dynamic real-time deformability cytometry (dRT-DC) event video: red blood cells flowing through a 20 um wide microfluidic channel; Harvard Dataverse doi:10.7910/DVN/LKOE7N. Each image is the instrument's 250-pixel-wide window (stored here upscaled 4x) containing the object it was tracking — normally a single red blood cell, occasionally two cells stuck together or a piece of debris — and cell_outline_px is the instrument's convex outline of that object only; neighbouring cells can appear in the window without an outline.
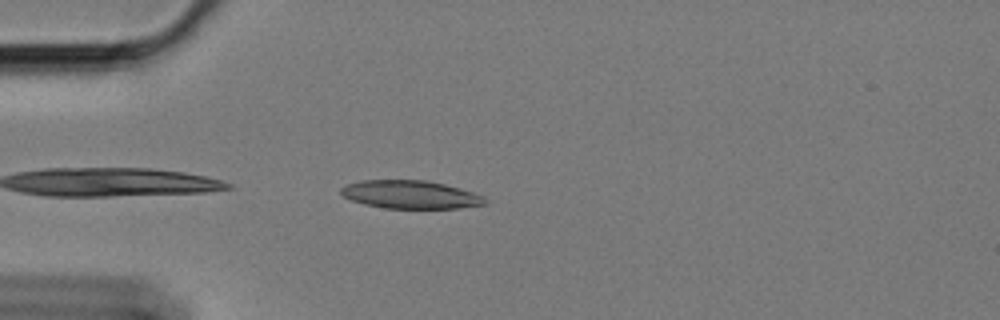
{"species": "Egyptian fruit bat (a non-hibernating species)", "species_latin": "Rousettus aegyptiacus", "temperature_condition": "cold", "stored_images_in_passage": 18, "camera_frame_rate_fps": 3000, "um_per_image_px": 0.085, "animal": {"sex": "female"}, "frame": {"image": 1, "passage_image": 2, "time_ms": 0.333, "image_size_px": [1000, 320], "cell_outline_px": [[488, 204], [460, 208], [384, 208], [364, 204], [352, 200], [344, 196], [340, 192], [340, 188], [348, 184], [360, 180], [424, 180], [444, 184], [460, 188], [484, 196], [488, 200]], "centroid_in_image_um": [34.92, 16.54], "position_along_channel_um": 50.1, "area_um2": 23.64}}
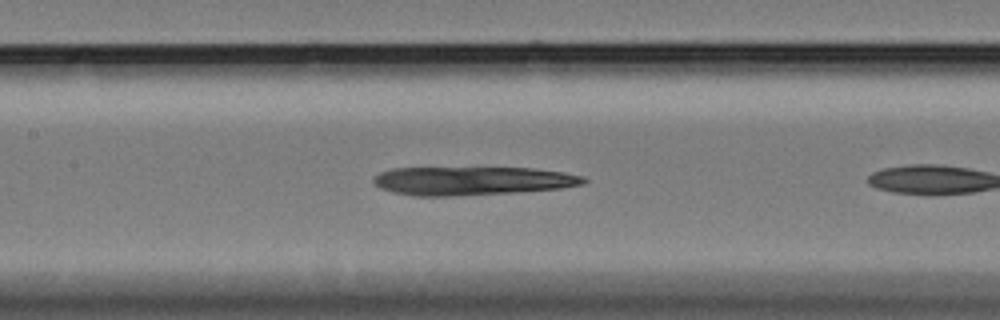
{"frame": {"image": 2, "passage_image": 10, "time_ms": 3.0, "image_size_px": [1000, 320], "cell_outline_px": [[588, 180], [584, 184], [560, 188], [512, 192], [452, 196], [412, 196], [392, 192], [380, 188], [372, 180], [380, 172], [392, 168], [532, 168], [564, 172], [584, 176]], "centroid_in_image_um": [40.13, 15.37], "position_along_channel_um": 167.3, "area_um2": 34.85}}
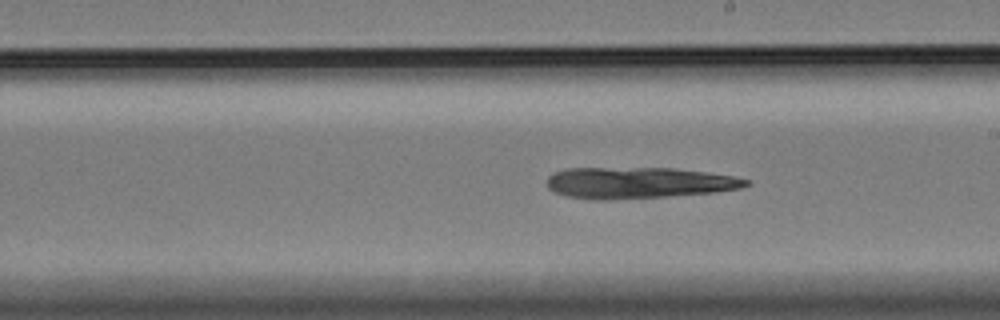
{"frame": {"image": 3, "passage_image": 16, "time_ms": 5.0, "image_size_px": [1000, 320], "cell_outline_px": [[752, 184], [740, 188], [716, 192], [664, 196], [608, 200], [592, 200], [568, 196], [556, 192], [548, 188], [548, 176], [556, 172], [568, 168], [676, 168], [732, 176], [752, 180]], "centroid_in_image_um": [54.3, 15.54], "position_along_channel_um": 234.7, "area_um2": 36.13}}